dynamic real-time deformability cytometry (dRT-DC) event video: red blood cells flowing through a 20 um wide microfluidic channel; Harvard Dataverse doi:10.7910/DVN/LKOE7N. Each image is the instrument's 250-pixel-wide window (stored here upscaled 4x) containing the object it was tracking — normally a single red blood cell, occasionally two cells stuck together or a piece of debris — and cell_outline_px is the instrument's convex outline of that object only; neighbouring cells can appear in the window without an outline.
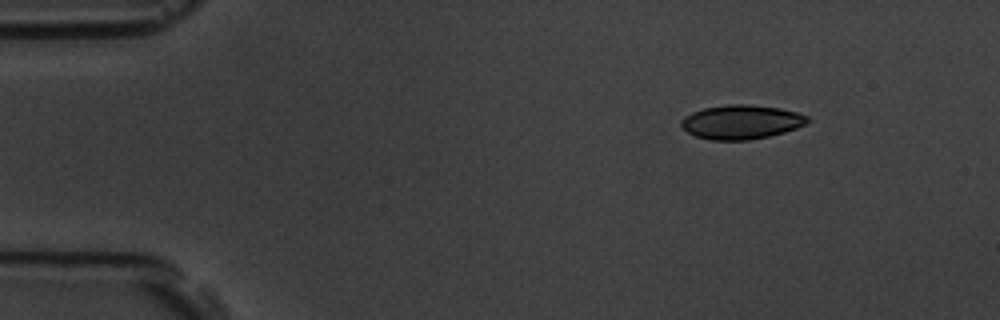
{"species": "common noctule bat (a hibernating species)", "species_latin": "Nyctalus noctula", "temperature_condition": "room temperature", "stored_images_in_passage": 4, "camera_frame_rate_fps": 3000, "um_per_image_px": 0.085, "animal": {"sex": "male", "body_mass_g": 19.5, "forearm_length_mm": 54.6}, "frame": {"image": 1, "passage_image": 1, "time_ms": 0.0, "image_size_px": [1000, 320], "cell_outline_px": [[812, 120], [796, 128], [784, 132], [768, 136], [748, 140], [712, 140], [696, 136], [688, 132], [680, 124], [680, 120], [684, 116], [692, 112], [704, 108], [728, 104], [748, 104], [780, 108], [796, 112], [808, 116]], "centroid_in_image_um": [63.01, 10.36], "position_along_channel_um": 22.0, "area_um2": 25.09}}